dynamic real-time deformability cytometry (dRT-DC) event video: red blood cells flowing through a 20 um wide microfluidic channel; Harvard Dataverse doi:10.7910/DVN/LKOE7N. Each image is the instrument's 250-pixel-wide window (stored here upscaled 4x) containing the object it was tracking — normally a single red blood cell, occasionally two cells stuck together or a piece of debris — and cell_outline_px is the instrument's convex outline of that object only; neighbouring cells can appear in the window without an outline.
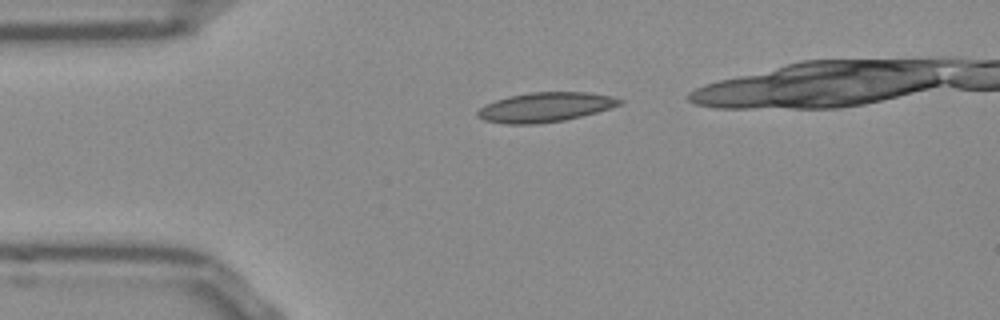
{"species": "Egyptian fruit bat (a non-hibernating species)", "species_latin": "Rousettus aegyptiacus", "temperature_condition": "room temperature", "stored_images_in_passage": 32, "camera_frame_rate_fps": 3000, "um_per_image_px": 0.085, "frame": {"image": 1, "passage_image": 1, "time_ms": 0.0, "image_size_px": [1000, 320], "cell_outline_px": [[624, 104], [596, 112], [564, 120], [536, 124], [504, 124], [484, 120], [476, 116], [476, 112], [484, 104], [508, 96], [532, 92], [584, 92], [608, 96], [624, 100]], "centroid_in_image_um": [46.3, 9.11], "position_along_channel_um": 38.7, "area_um2": 24.39}}
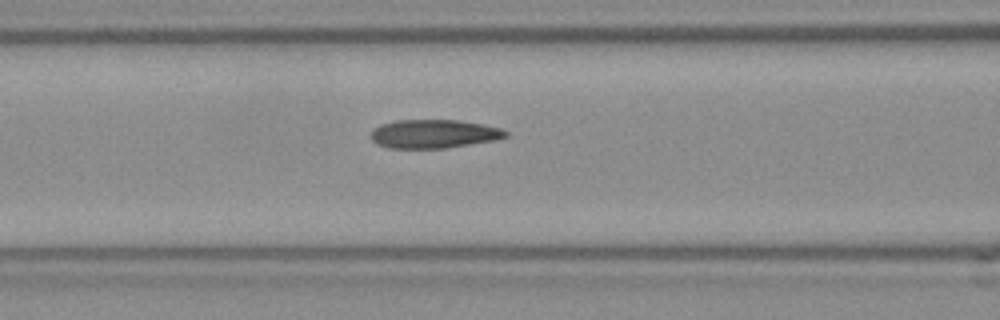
{"frame": {"image": 2, "passage_image": 10, "time_ms": 3.0, "image_size_px": [1000, 320], "cell_outline_px": [[508, 136], [496, 140], [448, 148], [388, 148], [376, 144], [372, 140], [372, 132], [376, 128], [384, 124], [396, 120], [460, 120], [484, 124], [500, 128], [508, 132]], "centroid_in_image_um": [36.93, 11.38], "position_along_channel_um": 129.7, "area_um2": 22.48}}
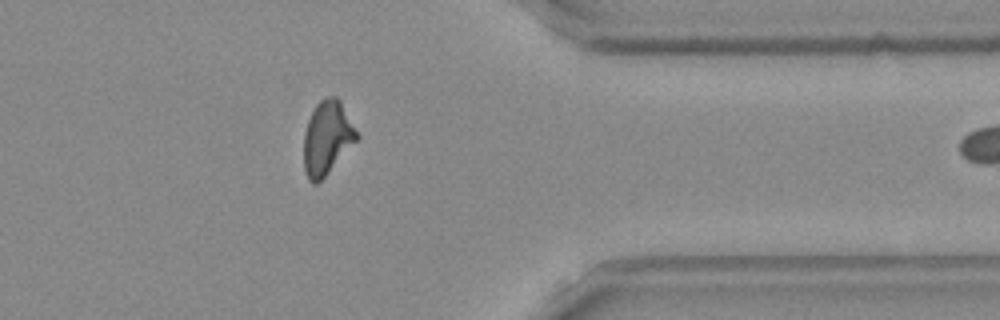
{"frame": {"image": 3, "passage_image": 31, "time_ms": 10.0, "image_size_px": [1000, 320], "cell_outline_px": [[360, 136], [328, 172], [316, 184], [312, 184], [308, 180], [304, 168], [304, 132], [308, 120], [316, 104], [320, 100], [328, 96], [336, 96], [340, 100]], "centroid_in_image_um": [27.79, 11.7], "position_along_channel_um": 383.6, "area_um2": 22.48}}